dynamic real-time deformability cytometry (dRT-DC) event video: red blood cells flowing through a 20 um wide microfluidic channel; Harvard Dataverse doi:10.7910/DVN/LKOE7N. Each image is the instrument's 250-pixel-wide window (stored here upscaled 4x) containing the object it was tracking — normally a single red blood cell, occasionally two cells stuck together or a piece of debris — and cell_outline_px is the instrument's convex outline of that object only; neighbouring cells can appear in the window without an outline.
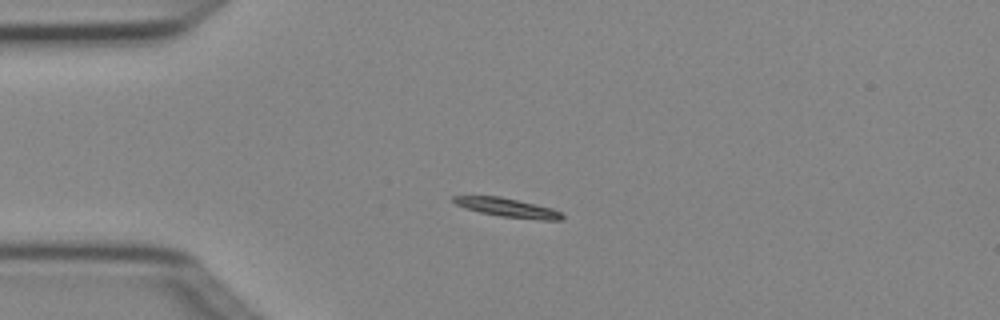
{"species": "Egyptian fruit bat (a non-hibernating species)", "species_latin": "Rousettus aegyptiacus", "temperature_condition": "cold", "stored_images_in_passage": 5, "camera_frame_rate_fps": 3000, "um_per_image_px": 0.085, "animal": {"sex": "female"}, "frame": {"image": 1, "passage_image": 3, "time_ms": 0.667, "image_size_px": [1000, 320], "cell_outline_px": [[564, 216], [560, 220], [540, 220], [500, 216], [480, 212], [464, 208], [456, 204], [452, 200], [452, 196], [500, 196], [552, 208], [560, 212]], "centroid_in_image_um": [43.13, 17.65], "position_along_channel_um": 41.9, "area_um2": 11.85}}
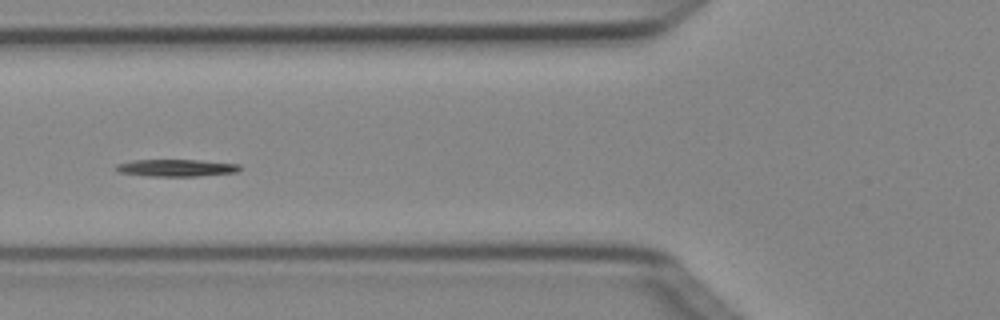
{"frame": {"image": 2, "passage_image": 5, "time_ms": 1.333, "image_size_px": [1000, 320], "cell_outline_px": [[240, 168], [236, 172], [196, 176], [148, 176], [120, 172], [116, 168], [116, 164], [132, 160], [200, 160], [240, 164]], "centroid_in_image_um": [14.98, 14.26], "position_along_channel_um": 110.8, "area_um2": 12.2}}